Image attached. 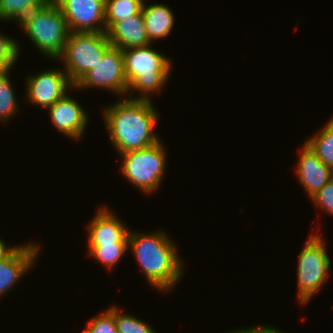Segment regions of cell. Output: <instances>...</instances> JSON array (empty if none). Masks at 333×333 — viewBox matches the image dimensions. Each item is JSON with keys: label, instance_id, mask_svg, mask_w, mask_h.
<instances>
[{"label": "cell", "instance_id": "obj_1", "mask_svg": "<svg viewBox=\"0 0 333 333\" xmlns=\"http://www.w3.org/2000/svg\"><path fill=\"white\" fill-rule=\"evenodd\" d=\"M151 101L125 97L104 108L109 139L119 154L145 149L160 141L153 131L159 113Z\"/></svg>", "mask_w": 333, "mask_h": 333}, {"label": "cell", "instance_id": "obj_2", "mask_svg": "<svg viewBox=\"0 0 333 333\" xmlns=\"http://www.w3.org/2000/svg\"><path fill=\"white\" fill-rule=\"evenodd\" d=\"M175 245L161 230L130 231L128 235V250L136 257L148 284L167 293L181 280L184 271V262Z\"/></svg>", "mask_w": 333, "mask_h": 333}, {"label": "cell", "instance_id": "obj_3", "mask_svg": "<svg viewBox=\"0 0 333 333\" xmlns=\"http://www.w3.org/2000/svg\"><path fill=\"white\" fill-rule=\"evenodd\" d=\"M123 58L128 83L127 98L151 100V93L156 94L167 84V79L171 75V59L153 50L151 44L123 50ZM137 90L140 95L130 97Z\"/></svg>", "mask_w": 333, "mask_h": 333}, {"label": "cell", "instance_id": "obj_4", "mask_svg": "<svg viewBox=\"0 0 333 333\" xmlns=\"http://www.w3.org/2000/svg\"><path fill=\"white\" fill-rule=\"evenodd\" d=\"M18 24L44 56L50 60H59L63 55L70 31L54 0L33 10Z\"/></svg>", "mask_w": 333, "mask_h": 333}, {"label": "cell", "instance_id": "obj_5", "mask_svg": "<svg viewBox=\"0 0 333 333\" xmlns=\"http://www.w3.org/2000/svg\"><path fill=\"white\" fill-rule=\"evenodd\" d=\"M106 32H69L64 53V71L70 82L75 85L84 75L103 59L111 47Z\"/></svg>", "mask_w": 333, "mask_h": 333}, {"label": "cell", "instance_id": "obj_6", "mask_svg": "<svg viewBox=\"0 0 333 333\" xmlns=\"http://www.w3.org/2000/svg\"><path fill=\"white\" fill-rule=\"evenodd\" d=\"M121 173L142 193H153L165 175L166 151L161 140L155 145L120 154Z\"/></svg>", "mask_w": 333, "mask_h": 333}, {"label": "cell", "instance_id": "obj_7", "mask_svg": "<svg viewBox=\"0 0 333 333\" xmlns=\"http://www.w3.org/2000/svg\"><path fill=\"white\" fill-rule=\"evenodd\" d=\"M324 240L320 234H313L308 239L298 256L297 284L298 301L306 304L324 285L331 266Z\"/></svg>", "mask_w": 333, "mask_h": 333}, {"label": "cell", "instance_id": "obj_8", "mask_svg": "<svg viewBox=\"0 0 333 333\" xmlns=\"http://www.w3.org/2000/svg\"><path fill=\"white\" fill-rule=\"evenodd\" d=\"M104 88L117 96L127 95L128 83L124 72L123 51L111 46L95 68L91 69L75 85L74 89ZM123 95V96H122Z\"/></svg>", "mask_w": 333, "mask_h": 333}, {"label": "cell", "instance_id": "obj_9", "mask_svg": "<svg viewBox=\"0 0 333 333\" xmlns=\"http://www.w3.org/2000/svg\"><path fill=\"white\" fill-rule=\"evenodd\" d=\"M70 32H106V0H54Z\"/></svg>", "mask_w": 333, "mask_h": 333}, {"label": "cell", "instance_id": "obj_10", "mask_svg": "<svg viewBox=\"0 0 333 333\" xmlns=\"http://www.w3.org/2000/svg\"><path fill=\"white\" fill-rule=\"evenodd\" d=\"M26 82V99L43 109L54 105L65 94H68V88L74 87L63 68L61 70H43L37 75L32 74V76H28Z\"/></svg>", "mask_w": 333, "mask_h": 333}, {"label": "cell", "instance_id": "obj_11", "mask_svg": "<svg viewBox=\"0 0 333 333\" xmlns=\"http://www.w3.org/2000/svg\"><path fill=\"white\" fill-rule=\"evenodd\" d=\"M87 228L88 246L128 244L130 229L108 207L100 208Z\"/></svg>", "mask_w": 333, "mask_h": 333}, {"label": "cell", "instance_id": "obj_12", "mask_svg": "<svg viewBox=\"0 0 333 333\" xmlns=\"http://www.w3.org/2000/svg\"><path fill=\"white\" fill-rule=\"evenodd\" d=\"M80 105L77 100L65 94L48 108L56 129L76 141L80 140L89 120L87 112Z\"/></svg>", "mask_w": 333, "mask_h": 333}, {"label": "cell", "instance_id": "obj_13", "mask_svg": "<svg viewBox=\"0 0 333 333\" xmlns=\"http://www.w3.org/2000/svg\"><path fill=\"white\" fill-rule=\"evenodd\" d=\"M39 250V245L33 242L17 245L8 256L0 260V297L34 266Z\"/></svg>", "mask_w": 333, "mask_h": 333}, {"label": "cell", "instance_id": "obj_14", "mask_svg": "<svg viewBox=\"0 0 333 333\" xmlns=\"http://www.w3.org/2000/svg\"><path fill=\"white\" fill-rule=\"evenodd\" d=\"M298 181L306 189L309 198L316 193L331 179H333V169L324 164L309 148L304 144L297 164Z\"/></svg>", "mask_w": 333, "mask_h": 333}, {"label": "cell", "instance_id": "obj_15", "mask_svg": "<svg viewBox=\"0 0 333 333\" xmlns=\"http://www.w3.org/2000/svg\"><path fill=\"white\" fill-rule=\"evenodd\" d=\"M106 34L111 45L122 51L151 44L145 30L142 11L139 14L116 21L106 31Z\"/></svg>", "mask_w": 333, "mask_h": 333}, {"label": "cell", "instance_id": "obj_16", "mask_svg": "<svg viewBox=\"0 0 333 333\" xmlns=\"http://www.w3.org/2000/svg\"><path fill=\"white\" fill-rule=\"evenodd\" d=\"M141 11L145 30L151 43L153 40L164 39L170 34L175 21L170 7L160 3H152L147 6L144 2Z\"/></svg>", "mask_w": 333, "mask_h": 333}, {"label": "cell", "instance_id": "obj_17", "mask_svg": "<svg viewBox=\"0 0 333 333\" xmlns=\"http://www.w3.org/2000/svg\"><path fill=\"white\" fill-rule=\"evenodd\" d=\"M305 144L324 164L333 169V116L323 129L308 138Z\"/></svg>", "mask_w": 333, "mask_h": 333}, {"label": "cell", "instance_id": "obj_18", "mask_svg": "<svg viewBox=\"0 0 333 333\" xmlns=\"http://www.w3.org/2000/svg\"><path fill=\"white\" fill-rule=\"evenodd\" d=\"M52 0H0V20L21 22L30 12Z\"/></svg>", "mask_w": 333, "mask_h": 333}, {"label": "cell", "instance_id": "obj_19", "mask_svg": "<svg viewBox=\"0 0 333 333\" xmlns=\"http://www.w3.org/2000/svg\"><path fill=\"white\" fill-rule=\"evenodd\" d=\"M143 0H106V31L116 22L141 12Z\"/></svg>", "mask_w": 333, "mask_h": 333}, {"label": "cell", "instance_id": "obj_20", "mask_svg": "<svg viewBox=\"0 0 333 333\" xmlns=\"http://www.w3.org/2000/svg\"><path fill=\"white\" fill-rule=\"evenodd\" d=\"M9 74V71L0 72V122L2 123L8 122L13 114H18L19 111Z\"/></svg>", "mask_w": 333, "mask_h": 333}, {"label": "cell", "instance_id": "obj_21", "mask_svg": "<svg viewBox=\"0 0 333 333\" xmlns=\"http://www.w3.org/2000/svg\"><path fill=\"white\" fill-rule=\"evenodd\" d=\"M128 244L88 246L89 255L110 270L126 254Z\"/></svg>", "mask_w": 333, "mask_h": 333}, {"label": "cell", "instance_id": "obj_22", "mask_svg": "<svg viewBox=\"0 0 333 333\" xmlns=\"http://www.w3.org/2000/svg\"><path fill=\"white\" fill-rule=\"evenodd\" d=\"M114 321L118 333H156L150 324L134 316L123 314L114 305Z\"/></svg>", "mask_w": 333, "mask_h": 333}, {"label": "cell", "instance_id": "obj_23", "mask_svg": "<svg viewBox=\"0 0 333 333\" xmlns=\"http://www.w3.org/2000/svg\"><path fill=\"white\" fill-rule=\"evenodd\" d=\"M20 48L14 38L0 34V72L10 71L19 58Z\"/></svg>", "mask_w": 333, "mask_h": 333}, {"label": "cell", "instance_id": "obj_24", "mask_svg": "<svg viewBox=\"0 0 333 333\" xmlns=\"http://www.w3.org/2000/svg\"><path fill=\"white\" fill-rule=\"evenodd\" d=\"M93 317L82 333H118L114 321V306Z\"/></svg>", "mask_w": 333, "mask_h": 333}, {"label": "cell", "instance_id": "obj_25", "mask_svg": "<svg viewBox=\"0 0 333 333\" xmlns=\"http://www.w3.org/2000/svg\"><path fill=\"white\" fill-rule=\"evenodd\" d=\"M311 199L319 209L333 215V179L325 184Z\"/></svg>", "mask_w": 333, "mask_h": 333}, {"label": "cell", "instance_id": "obj_26", "mask_svg": "<svg viewBox=\"0 0 333 333\" xmlns=\"http://www.w3.org/2000/svg\"><path fill=\"white\" fill-rule=\"evenodd\" d=\"M247 333H283L282 330H278V328L276 329L275 326H259V324L257 326L254 327H247V328H243Z\"/></svg>", "mask_w": 333, "mask_h": 333}, {"label": "cell", "instance_id": "obj_27", "mask_svg": "<svg viewBox=\"0 0 333 333\" xmlns=\"http://www.w3.org/2000/svg\"><path fill=\"white\" fill-rule=\"evenodd\" d=\"M15 248L16 245L12 247H7L5 242L0 238V260L8 256Z\"/></svg>", "mask_w": 333, "mask_h": 333}, {"label": "cell", "instance_id": "obj_28", "mask_svg": "<svg viewBox=\"0 0 333 333\" xmlns=\"http://www.w3.org/2000/svg\"><path fill=\"white\" fill-rule=\"evenodd\" d=\"M229 333H247V332L242 328L240 330L236 329L233 332L230 331Z\"/></svg>", "mask_w": 333, "mask_h": 333}]
</instances>
